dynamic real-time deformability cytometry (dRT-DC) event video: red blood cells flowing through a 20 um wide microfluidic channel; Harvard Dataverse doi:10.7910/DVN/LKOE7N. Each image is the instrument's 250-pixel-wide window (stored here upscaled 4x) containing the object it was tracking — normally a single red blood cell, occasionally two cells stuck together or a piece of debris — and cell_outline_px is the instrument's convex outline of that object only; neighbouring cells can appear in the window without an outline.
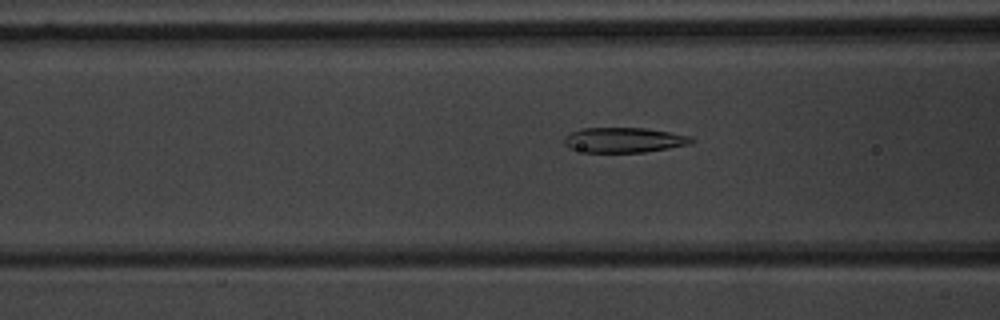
{"species": "common noctule bat (a hibernating species)", "species_latin": "Nyctalus noctula", "temperature_condition": "warm", "stored_images_in_passage": 41, "camera_frame_rate_fps": 3000, "um_per_image_px": 0.085, "animal": {"sex": "male", "body_mass_g": 20.1, "forearm_length_mm": 53.5}, "frame": {"image": 1, "passage_image": 8, "time_ms": 2.333, "image_size_px": [1000, 320], "cell_outline_px": [[696, 140], [692, 144], [644, 152], [584, 152], [568, 148], [564, 144], [564, 136], [580, 128], [644, 128], [692, 136]], "centroid_in_image_um": [53.04, 11.9], "position_along_channel_um": 113.6, "area_um2": 18.67}}
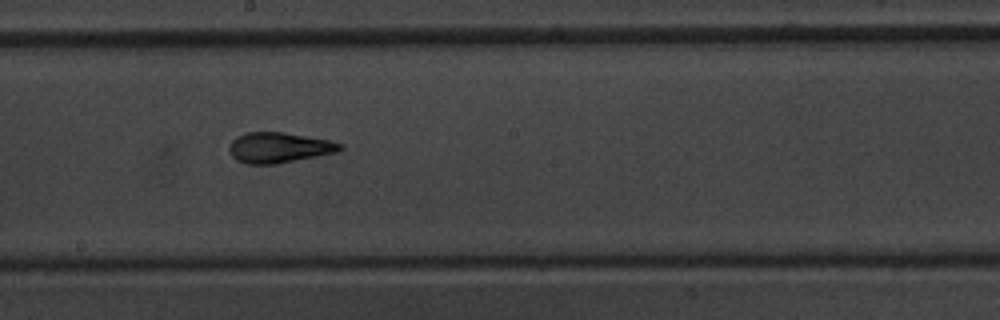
{"frame": {"image": 2, "passage_image": 17, "time_ms": 5.333, "image_size_px": [1000, 320], "cell_outline_px": [[344, 148], [340, 152], [276, 164], [244, 164], [236, 160], [232, 156], [228, 148], [232, 140], [236, 136], [244, 132], [284, 132], [328, 140], [344, 144]], "centroid_in_image_um": [23.72, 12.55], "position_along_channel_um": 224.5, "area_um2": 19.94}}
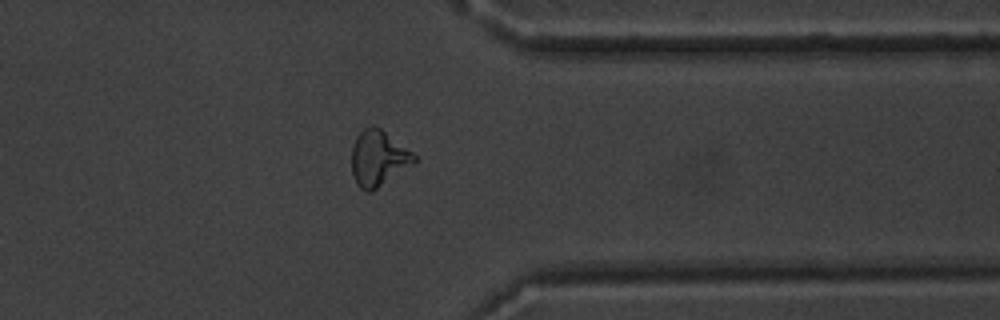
{"frame": {"image": 3, "passage_image": 30, "time_ms": 9.667, "image_size_px": [1000, 320], "cell_outline_px": [[416, 160], [412, 164], [372, 192], [364, 192], [356, 184], [352, 176], [352, 148], [356, 136], [364, 128], [372, 124], [380, 128], [412, 152], [416, 156]], "centroid_in_image_um": [32.12, 13.46], "position_along_channel_um": 379.3, "area_um2": 20.17}}